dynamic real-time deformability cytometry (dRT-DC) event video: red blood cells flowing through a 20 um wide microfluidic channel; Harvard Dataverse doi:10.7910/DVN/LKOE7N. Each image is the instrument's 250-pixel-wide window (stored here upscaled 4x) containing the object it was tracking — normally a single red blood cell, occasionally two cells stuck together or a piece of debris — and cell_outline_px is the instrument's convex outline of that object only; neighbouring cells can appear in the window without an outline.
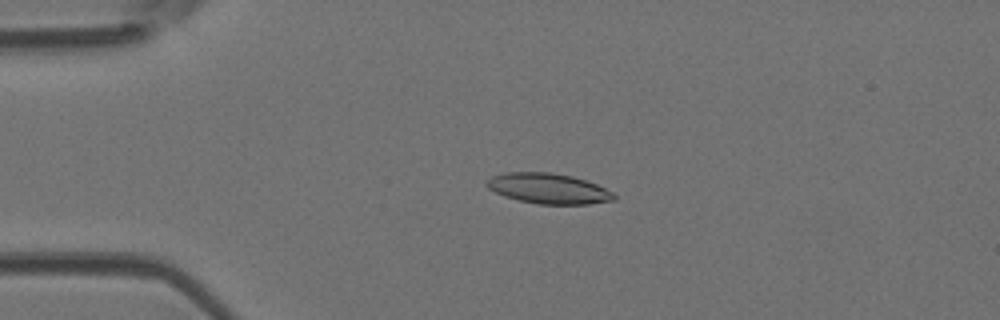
{"species": "Egyptian fruit bat (a non-hibernating species)", "species_latin": "Rousettus aegyptiacus", "temperature_condition": "room temperature", "stored_images_in_passage": 4, "camera_frame_rate_fps": 3000, "um_per_image_px": 0.085, "animal": {"sex": "female"}, "frame": {"image": 1, "passage_image": 3, "time_ms": 0.667, "image_size_px": [1000, 320], "cell_outline_px": [[616, 200], [588, 204], [540, 204], [520, 200], [504, 196], [488, 188], [484, 184], [492, 176], [508, 172], [552, 172], [572, 176], [596, 184], [612, 192], [616, 196]], "centroid_in_image_um": [46.62, 16.02], "position_along_channel_um": 38.4, "area_um2": 22.37}}